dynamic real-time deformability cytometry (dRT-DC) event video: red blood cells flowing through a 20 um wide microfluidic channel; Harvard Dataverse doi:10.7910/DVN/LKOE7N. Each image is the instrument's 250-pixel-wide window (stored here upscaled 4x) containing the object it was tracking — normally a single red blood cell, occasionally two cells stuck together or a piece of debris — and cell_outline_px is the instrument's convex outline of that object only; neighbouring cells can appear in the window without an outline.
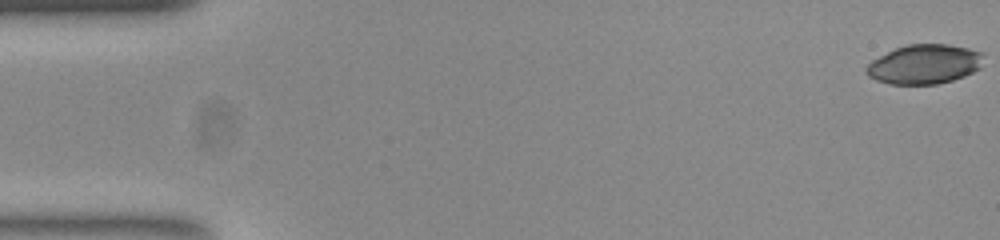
{"species": "common noctule bat (a hibernating species)", "species_latin": "Nyctalus noctula", "temperature_condition": "room temperature", "stored_images_in_passage": 54, "camera_frame_rate_fps": 3000, "um_per_image_px": 0.085, "animal": {"sex": "female", "body_mass_g": 23.0, "forearm_length_mm": 53.4}, "frame": {"image": 1, "passage_image": 1, "time_ms": 0.0, "image_size_px": [1000, 240], "cell_outline_px": [[984, 56], [980, 68], [964, 76], [952, 80], [936, 84], [892, 84], [876, 80], [868, 76], [864, 72], [864, 68], [872, 60], [896, 48], [908, 44], [948, 44], [968, 48], [980, 52]], "centroid_in_image_um": [78.56, 5.46], "position_along_channel_um": 6.4, "area_um2": 26.88}}
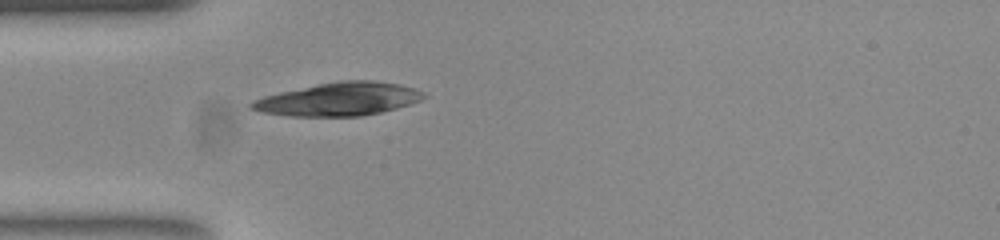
{"frame": {"image": 2, "passage_image": 16, "time_ms": 5.0, "image_size_px": [1000, 240], "cell_outline_px": [[424, 96], [420, 100], [396, 108], [380, 112], [360, 116], [288, 116], [260, 112], [248, 108], [248, 104], [252, 100], [264, 96], [280, 92], [340, 80], [376, 80], [400, 84], [424, 92]], "centroid_in_image_um": [28.75, 8.43], "position_along_channel_um": 56.3, "area_um2": 33.12}}